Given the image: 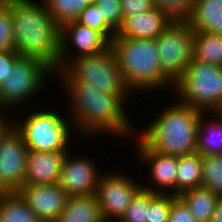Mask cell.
<instances>
[{
	"label": "cell",
	"mask_w": 222,
	"mask_h": 222,
	"mask_svg": "<svg viewBox=\"0 0 222 222\" xmlns=\"http://www.w3.org/2000/svg\"><path fill=\"white\" fill-rule=\"evenodd\" d=\"M57 84L62 85L64 90L63 100L67 98L66 108L69 109H65V112H68L74 130L78 138L83 140L82 144L85 141V146L95 137L102 138L107 135L119 138L120 141L123 138L125 141L126 139L131 141L136 135L137 126L133 123L134 118L130 116L127 108L131 105L129 100L135 97L134 95L99 92L88 82H58Z\"/></svg>",
	"instance_id": "1"
},
{
	"label": "cell",
	"mask_w": 222,
	"mask_h": 222,
	"mask_svg": "<svg viewBox=\"0 0 222 222\" xmlns=\"http://www.w3.org/2000/svg\"><path fill=\"white\" fill-rule=\"evenodd\" d=\"M15 51L20 56L36 57L55 72L58 70L60 26L43 0H12Z\"/></svg>",
	"instance_id": "2"
},
{
	"label": "cell",
	"mask_w": 222,
	"mask_h": 222,
	"mask_svg": "<svg viewBox=\"0 0 222 222\" xmlns=\"http://www.w3.org/2000/svg\"><path fill=\"white\" fill-rule=\"evenodd\" d=\"M164 108L156 110L157 115L143 129L137 124L136 135L149 148L163 154L179 157L196 153L203 111L180 103L176 98Z\"/></svg>",
	"instance_id": "3"
},
{
	"label": "cell",
	"mask_w": 222,
	"mask_h": 222,
	"mask_svg": "<svg viewBox=\"0 0 222 222\" xmlns=\"http://www.w3.org/2000/svg\"><path fill=\"white\" fill-rule=\"evenodd\" d=\"M110 48L119 63L124 83L134 95L140 97L148 92L156 95L157 91V95L161 92L162 96L165 91L172 93L174 84L161 71L155 39L113 38Z\"/></svg>",
	"instance_id": "4"
},
{
	"label": "cell",
	"mask_w": 222,
	"mask_h": 222,
	"mask_svg": "<svg viewBox=\"0 0 222 222\" xmlns=\"http://www.w3.org/2000/svg\"><path fill=\"white\" fill-rule=\"evenodd\" d=\"M34 107L33 105V109L29 108V111L24 108L26 112L21 108L24 114L28 112L24 116L22 112L18 117L16 112L14 114L15 129L23 137L29 151L68 152L73 142L75 148L78 147L75 145L76 140L79 142L77 144L82 143L67 112L65 115L63 110H56L52 106Z\"/></svg>",
	"instance_id": "5"
},
{
	"label": "cell",
	"mask_w": 222,
	"mask_h": 222,
	"mask_svg": "<svg viewBox=\"0 0 222 222\" xmlns=\"http://www.w3.org/2000/svg\"><path fill=\"white\" fill-rule=\"evenodd\" d=\"M53 77L55 71L42 60L20 56L0 83V110L20 113L26 104L32 107L36 98L43 97L40 94L45 93L44 89L47 91L45 86L49 87V79Z\"/></svg>",
	"instance_id": "6"
},
{
	"label": "cell",
	"mask_w": 222,
	"mask_h": 222,
	"mask_svg": "<svg viewBox=\"0 0 222 222\" xmlns=\"http://www.w3.org/2000/svg\"><path fill=\"white\" fill-rule=\"evenodd\" d=\"M55 77V82H88L99 92L134 95L123 81L119 63L111 48L99 54L70 60L61 70L55 72Z\"/></svg>",
	"instance_id": "7"
},
{
	"label": "cell",
	"mask_w": 222,
	"mask_h": 222,
	"mask_svg": "<svg viewBox=\"0 0 222 222\" xmlns=\"http://www.w3.org/2000/svg\"><path fill=\"white\" fill-rule=\"evenodd\" d=\"M172 94L180 103L203 112L217 111L222 105V67L192 59Z\"/></svg>",
	"instance_id": "8"
},
{
	"label": "cell",
	"mask_w": 222,
	"mask_h": 222,
	"mask_svg": "<svg viewBox=\"0 0 222 222\" xmlns=\"http://www.w3.org/2000/svg\"><path fill=\"white\" fill-rule=\"evenodd\" d=\"M162 73L174 84L193 59L194 31L187 21H173L156 39Z\"/></svg>",
	"instance_id": "9"
},
{
	"label": "cell",
	"mask_w": 222,
	"mask_h": 222,
	"mask_svg": "<svg viewBox=\"0 0 222 222\" xmlns=\"http://www.w3.org/2000/svg\"><path fill=\"white\" fill-rule=\"evenodd\" d=\"M101 171L96 191L98 206L105 222H117L142 188L141 179H134L133 173L128 175L129 172L120 169Z\"/></svg>",
	"instance_id": "10"
},
{
	"label": "cell",
	"mask_w": 222,
	"mask_h": 222,
	"mask_svg": "<svg viewBox=\"0 0 222 222\" xmlns=\"http://www.w3.org/2000/svg\"><path fill=\"white\" fill-rule=\"evenodd\" d=\"M130 142L135 147L134 153L136 156L134 158L137 159L134 162L137 161V165L140 164V167L141 165L142 167L146 165L145 169H148L147 171L149 172L145 173L148 176V182L143 180L142 188L157 194L176 195L178 156L152 150L137 135Z\"/></svg>",
	"instance_id": "11"
},
{
	"label": "cell",
	"mask_w": 222,
	"mask_h": 222,
	"mask_svg": "<svg viewBox=\"0 0 222 222\" xmlns=\"http://www.w3.org/2000/svg\"><path fill=\"white\" fill-rule=\"evenodd\" d=\"M109 48L110 41L102 33L76 21L67 22L60 27L58 70L74 58L99 54Z\"/></svg>",
	"instance_id": "12"
},
{
	"label": "cell",
	"mask_w": 222,
	"mask_h": 222,
	"mask_svg": "<svg viewBox=\"0 0 222 222\" xmlns=\"http://www.w3.org/2000/svg\"><path fill=\"white\" fill-rule=\"evenodd\" d=\"M74 152L70 149L66 153L58 185L69 197L96 194L101 169L91 156H72Z\"/></svg>",
	"instance_id": "13"
},
{
	"label": "cell",
	"mask_w": 222,
	"mask_h": 222,
	"mask_svg": "<svg viewBox=\"0 0 222 222\" xmlns=\"http://www.w3.org/2000/svg\"><path fill=\"white\" fill-rule=\"evenodd\" d=\"M28 148L14 128L0 144V183L8 192H17L26 175Z\"/></svg>",
	"instance_id": "14"
},
{
	"label": "cell",
	"mask_w": 222,
	"mask_h": 222,
	"mask_svg": "<svg viewBox=\"0 0 222 222\" xmlns=\"http://www.w3.org/2000/svg\"><path fill=\"white\" fill-rule=\"evenodd\" d=\"M41 222H55L69 196L56 184H24L18 191Z\"/></svg>",
	"instance_id": "15"
},
{
	"label": "cell",
	"mask_w": 222,
	"mask_h": 222,
	"mask_svg": "<svg viewBox=\"0 0 222 222\" xmlns=\"http://www.w3.org/2000/svg\"><path fill=\"white\" fill-rule=\"evenodd\" d=\"M173 21L154 7L146 13L126 17L114 38L156 39Z\"/></svg>",
	"instance_id": "16"
},
{
	"label": "cell",
	"mask_w": 222,
	"mask_h": 222,
	"mask_svg": "<svg viewBox=\"0 0 222 222\" xmlns=\"http://www.w3.org/2000/svg\"><path fill=\"white\" fill-rule=\"evenodd\" d=\"M67 152L29 151L24 184H56Z\"/></svg>",
	"instance_id": "17"
},
{
	"label": "cell",
	"mask_w": 222,
	"mask_h": 222,
	"mask_svg": "<svg viewBox=\"0 0 222 222\" xmlns=\"http://www.w3.org/2000/svg\"><path fill=\"white\" fill-rule=\"evenodd\" d=\"M196 153L202 156L222 155V116L217 111L202 112Z\"/></svg>",
	"instance_id": "18"
},
{
	"label": "cell",
	"mask_w": 222,
	"mask_h": 222,
	"mask_svg": "<svg viewBox=\"0 0 222 222\" xmlns=\"http://www.w3.org/2000/svg\"><path fill=\"white\" fill-rule=\"evenodd\" d=\"M186 21L194 32L222 36V0H196L194 10Z\"/></svg>",
	"instance_id": "19"
},
{
	"label": "cell",
	"mask_w": 222,
	"mask_h": 222,
	"mask_svg": "<svg viewBox=\"0 0 222 222\" xmlns=\"http://www.w3.org/2000/svg\"><path fill=\"white\" fill-rule=\"evenodd\" d=\"M55 222H105L96 194L70 196L63 212Z\"/></svg>",
	"instance_id": "20"
},
{
	"label": "cell",
	"mask_w": 222,
	"mask_h": 222,
	"mask_svg": "<svg viewBox=\"0 0 222 222\" xmlns=\"http://www.w3.org/2000/svg\"><path fill=\"white\" fill-rule=\"evenodd\" d=\"M179 197L189 207L197 222H211L218 195L208 188L197 187L182 192Z\"/></svg>",
	"instance_id": "21"
},
{
	"label": "cell",
	"mask_w": 222,
	"mask_h": 222,
	"mask_svg": "<svg viewBox=\"0 0 222 222\" xmlns=\"http://www.w3.org/2000/svg\"><path fill=\"white\" fill-rule=\"evenodd\" d=\"M202 186V155L193 153L178 157L176 196Z\"/></svg>",
	"instance_id": "22"
},
{
	"label": "cell",
	"mask_w": 222,
	"mask_h": 222,
	"mask_svg": "<svg viewBox=\"0 0 222 222\" xmlns=\"http://www.w3.org/2000/svg\"><path fill=\"white\" fill-rule=\"evenodd\" d=\"M193 60L222 67V36L194 32Z\"/></svg>",
	"instance_id": "23"
},
{
	"label": "cell",
	"mask_w": 222,
	"mask_h": 222,
	"mask_svg": "<svg viewBox=\"0 0 222 222\" xmlns=\"http://www.w3.org/2000/svg\"><path fill=\"white\" fill-rule=\"evenodd\" d=\"M0 222H41L18 192L0 197Z\"/></svg>",
	"instance_id": "24"
},
{
	"label": "cell",
	"mask_w": 222,
	"mask_h": 222,
	"mask_svg": "<svg viewBox=\"0 0 222 222\" xmlns=\"http://www.w3.org/2000/svg\"><path fill=\"white\" fill-rule=\"evenodd\" d=\"M48 12L61 27L63 24L75 21L81 11L93 0H43Z\"/></svg>",
	"instance_id": "25"
},
{
	"label": "cell",
	"mask_w": 222,
	"mask_h": 222,
	"mask_svg": "<svg viewBox=\"0 0 222 222\" xmlns=\"http://www.w3.org/2000/svg\"><path fill=\"white\" fill-rule=\"evenodd\" d=\"M222 196V155L202 156V186Z\"/></svg>",
	"instance_id": "26"
},
{
	"label": "cell",
	"mask_w": 222,
	"mask_h": 222,
	"mask_svg": "<svg viewBox=\"0 0 222 222\" xmlns=\"http://www.w3.org/2000/svg\"><path fill=\"white\" fill-rule=\"evenodd\" d=\"M157 195V193L141 188L134 196L130 206L117 222H146L149 203Z\"/></svg>",
	"instance_id": "27"
},
{
	"label": "cell",
	"mask_w": 222,
	"mask_h": 222,
	"mask_svg": "<svg viewBox=\"0 0 222 222\" xmlns=\"http://www.w3.org/2000/svg\"><path fill=\"white\" fill-rule=\"evenodd\" d=\"M81 25L90 27L102 33L109 41L116 36V31L105 21L97 5L92 2L84 8L75 20Z\"/></svg>",
	"instance_id": "28"
},
{
	"label": "cell",
	"mask_w": 222,
	"mask_h": 222,
	"mask_svg": "<svg viewBox=\"0 0 222 222\" xmlns=\"http://www.w3.org/2000/svg\"><path fill=\"white\" fill-rule=\"evenodd\" d=\"M152 3L174 21H186L194 10L196 0H152Z\"/></svg>",
	"instance_id": "29"
},
{
	"label": "cell",
	"mask_w": 222,
	"mask_h": 222,
	"mask_svg": "<svg viewBox=\"0 0 222 222\" xmlns=\"http://www.w3.org/2000/svg\"><path fill=\"white\" fill-rule=\"evenodd\" d=\"M176 197L172 194H158L149 203L146 222H168L171 203Z\"/></svg>",
	"instance_id": "30"
},
{
	"label": "cell",
	"mask_w": 222,
	"mask_h": 222,
	"mask_svg": "<svg viewBox=\"0 0 222 222\" xmlns=\"http://www.w3.org/2000/svg\"><path fill=\"white\" fill-rule=\"evenodd\" d=\"M105 21L117 32L122 25L123 16L120 0H93Z\"/></svg>",
	"instance_id": "31"
},
{
	"label": "cell",
	"mask_w": 222,
	"mask_h": 222,
	"mask_svg": "<svg viewBox=\"0 0 222 222\" xmlns=\"http://www.w3.org/2000/svg\"><path fill=\"white\" fill-rule=\"evenodd\" d=\"M0 51H15L11 9L0 11Z\"/></svg>",
	"instance_id": "32"
},
{
	"label": "cell",
	"mask_w": 222,
	"mask_h": 222,
	"mask_svg": "<svg viewBox=\"0 0 222 222\" xmlns=\"http://www.w3.org/2000/svg\"><path fill=\"white\" fill-rule=\"evenodd\" d=\"M168 222H197L191 214L189 207L177 196L171 203Z\"/></svg>",
	"instance_id": "33"
},
{
	"label": "cell",
	"mask_w": 222,
	"mask_h": 222,
	"mask_svg": "<svg viewBox=\"0 0 222 222\" xmlns=\"http://www.w3.org/2000/svg\"><path fill=\"white\" fill-rule=\"evenodd\" d=\"M123 20L134 14H142L154 8L152 0H120Z\"/></svg>",
	"instance_id": "34"
},
{
	"label": "cell",
	"mask_w": 222,
	"mask_h": 222,
	"mask_svg": "<svg viewBox=\"0 0 222 222\" xmlns=\"http://www.w3.org/2000/svg\"><path fill=\"white\" fill-rule=\"evenodd\" d=\"M20 57L16 51H0V83L5 80L14 65V62Z\"/></svg>",
	"instance_id": "35"
},
{
	"label": "cell",
	"mask_w": 222,
	"mask_h": 222,
	"mask_svg": "<svg viewBox=\"0 0 222 222\" xmlns=\"http://www.w3.org/2000/svg\"><path fill=\"white\" fill-rule=\"evenodd\" d=\"M14 117V112L9 110H0V144L15 128Z\"/></svg>",
	"instance_id": "36"
},
{
	"label": "cell",
	"mask_w": 222,
	"mask_h": 222,
	"mask_svg": "<svg viewBox=\"0 0 222 222\" xmlns=\"http://www.w3.org/2000/svg\"><path fill=\"white\" fill-rule=\"evenodd\" d=\"M211 222H222V196H219Z\"/></svg>",
	"instance_id": "37"
},
{
	"label": "cell",
	"mask_w": 222,
	"mask_h": 222,
	"mask_svg": "<svg viewBox=\"0 0 222 222\" xmlns=\"http://www.w3.org/2000/svg\"><path fill=\"white\" fill-rule=\"evenodd\" d=\"M12 0H0V11L9 8Z\"/></svg>",
	"instance_id": "38"
},
{
	"label": "cell",
	"mask_w": 222,
	"mask_h": 222,
	"mask_svg": "<svg viewBox=\"0 0 222 222\" xmlns=\"http://www.w3.org/2000/svg\"><path fill=\"white\" fill-rule=\"evenodd\" d=\"M7 193H8V191L0 183V197L3 196V195H6Z\"/></svg>",
	"instance_id": "39"
},
{
	"label": "cell",
	"mask_w": 222,
	"mask_h": 222,
	"mask_svg": "<svg viewBox=\"0 0 222 222\" xmlns=\"http://www.w3.org/2000/svg\"><path fill=\"white\" fill-rule=\"evenodd\" d=\"M217 112L222 116V105H221V107L217 110Z\"/></svg>",
	"instance_id": "40"
}]
</instances>
